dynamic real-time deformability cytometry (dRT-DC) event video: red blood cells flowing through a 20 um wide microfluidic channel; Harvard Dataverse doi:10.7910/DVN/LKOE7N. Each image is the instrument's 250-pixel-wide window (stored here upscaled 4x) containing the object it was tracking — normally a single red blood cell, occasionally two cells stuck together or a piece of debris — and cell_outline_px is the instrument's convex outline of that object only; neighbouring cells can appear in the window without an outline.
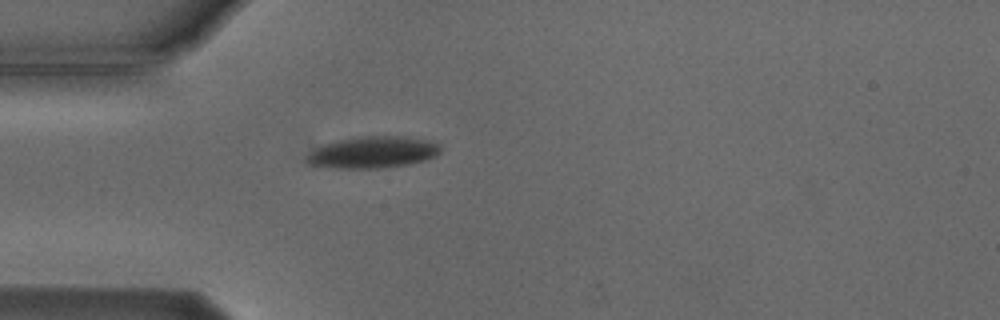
{"species": "Egyptian fruit bat (a non-hibernating species)", "species_latin": "Rousettus aegyptiacus", "temperature_condition": "cold", "stored_images_in_passage": 1, "camera_frame_rate_fps": 3000, "um_per_image_px": 0.085, "animal": {"sex": "male"}, "frame": {"image": 1, "passage_image": 1, "time_ms": 0.0, "image_size_px": [1000, 320], "cell_outline_px": [[440, 152], [436, 156], [424, 160], [408, 164], [384, 168], [332, 168], [308, 164], [304, 160], [320, 144], [336, 140], [360, 136], [404, 136], [428, 140], [440, 144]], "centroid_in_image_um": [31.68, 12.94], "position_along_channel_um": 53.3, "area_um2": 24.85}}